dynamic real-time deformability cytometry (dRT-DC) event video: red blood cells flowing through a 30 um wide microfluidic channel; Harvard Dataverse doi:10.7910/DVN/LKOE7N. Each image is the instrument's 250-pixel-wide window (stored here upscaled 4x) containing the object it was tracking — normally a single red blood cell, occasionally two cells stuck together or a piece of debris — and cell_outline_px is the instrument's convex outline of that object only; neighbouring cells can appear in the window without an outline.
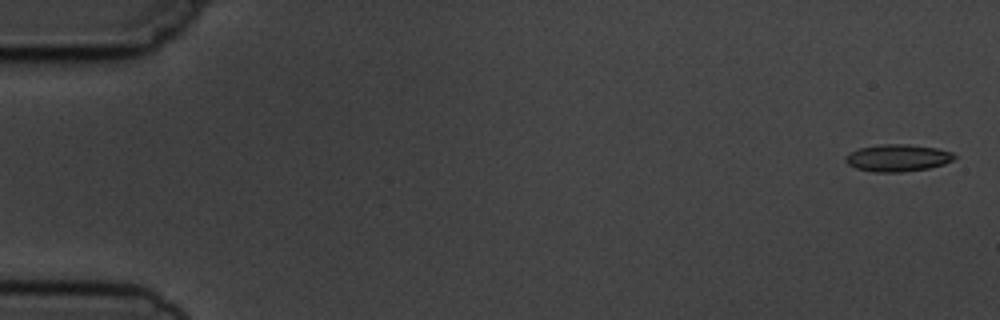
{"species": "common noctule bat (a hibernating species)", "species_latin": "Nyctalus noctula", "temperature_condition": "cold", "stored_images_in_passage": 7, "camera_frame_rate_fps": 3000, "um_per_image_px": 0.085, "animal": {"sex": "male", "body_mass_g": 19.5, "forearm_length_mm": 54.6}, "frame": {"image": 1, "passage_image": 1, "time_ms": 0.0, "image_size_px": [1000, 320], "cell_outline_px": [[956, 156], [952, 160], [944, 164], [928, 168], [900, 172], [872, 172], [856, 168], [848, 164], [844, 160], [844, 156], [848, 152], [860, 148], [880, 144], [908, 144], [936, 148], [952, 152]], "centroid_in_image_um": [76.26, 13.42], "position_along_channel_um": 8.7, "area_um2": 17.22}}
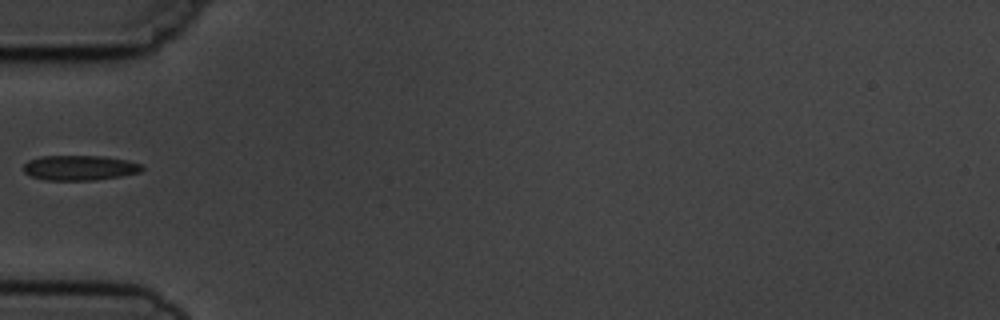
{"frame": {"image": 2, "passage_image": 6, "time_ms": 5.667, "image_size_px": [1000, 320], "cell_outline_px": [[144, 168], [140, 172], [120, 176], [96, 180], [44, 180], [28, 176], [24, 172], [24, 164], [28, 160], [40, 156], [104, 156], [128, 160], [144, 164]], "centroid_in_image_um": [6.77, 14.26], "position_along_channel_um": 78.2, "area_um2": 17.51}}
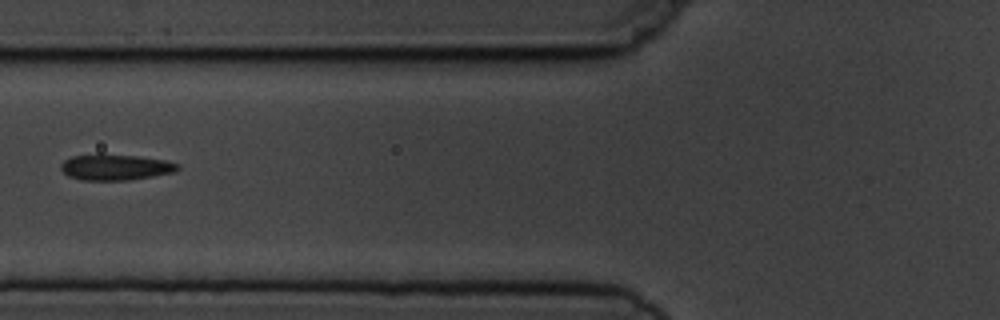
{"frame": {"image": 3, "passage_image": 7, "time_ms": 6.667, "image_size_px": [1000, 320], "cell_outline_px": [[180, 168], [176, 172], [128, 180], [80, 180], [68, 176], [60, 168], [60, 164], [64, 160], [72, 156], [100, 152], [136, 156], [164, 160], [180, 164]], "centroid_in_image_um": [9.78, 14.19], "position_along_channel_um": 116.0, "area_um2": 18.03}}